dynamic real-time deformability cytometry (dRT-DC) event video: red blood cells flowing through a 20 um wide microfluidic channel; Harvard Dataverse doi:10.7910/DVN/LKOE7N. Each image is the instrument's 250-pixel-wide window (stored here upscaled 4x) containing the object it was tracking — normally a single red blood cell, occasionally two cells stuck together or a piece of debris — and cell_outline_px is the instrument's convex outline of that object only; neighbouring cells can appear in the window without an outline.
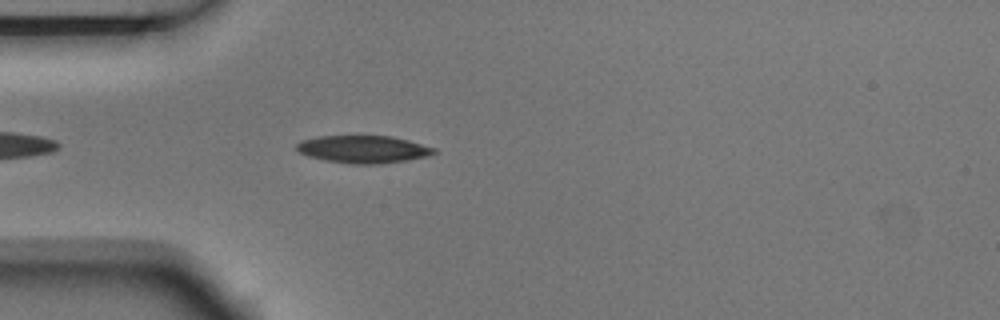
{"species": "Egyptian fruit bat (a non-hibernating species)", "species_latin": "Rousettus aegyptiacus", "temperature_condition": "room temperature", "stored_images_in_passage": 3, "camera_frame_rate_fps": 3000, "um_per_image_px": 0.085, "animal": {"sex": "male"}, "frame": {"image": 1, "passage_image": 3, "time_ms": 0.667, "image_size_px": [1000, 320], "cell_outline_px": [[436, 152], [424, 156], [408, 160], [380, 164], [352, 164], [328, 160], [308, 156], [300, 152], [296, 148], [296, 144], [300, 140], [316, 136], [392, 136], [408, 140], [436, 148]], "centroid_in_image_um": [30.86, 12.68], "position_along_channel_um": 54.1, "area_um2": 21.91}}